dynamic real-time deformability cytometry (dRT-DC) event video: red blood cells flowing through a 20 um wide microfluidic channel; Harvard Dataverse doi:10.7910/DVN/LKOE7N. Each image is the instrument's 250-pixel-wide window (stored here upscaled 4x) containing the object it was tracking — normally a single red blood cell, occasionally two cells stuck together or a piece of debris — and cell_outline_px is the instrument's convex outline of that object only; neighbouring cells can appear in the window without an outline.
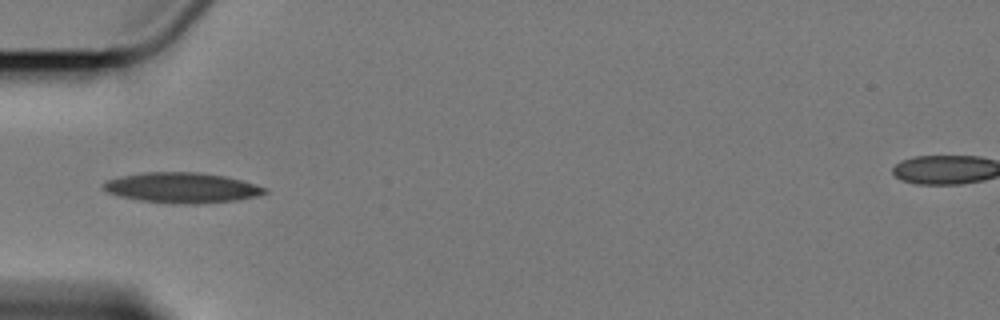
{"species": "Egyptian fruit bat (a non-hibernating species)", "species_latin": "Rousettus aegyptiacus", "temperature_condition": "cold", "stored_images_in_passage": 12, "camera_frame_rate_fps": 3000, "um_per_image_px": 0.085, "animal": {"sex": "female"}, "frame": {"image": 1, "passage_image": 2, "time_ms": 1.0, "image_size_px": [1000, 320], "cell_outline_px": [[268, 192], [256, 196], [236, 200], [196, 204], [172, 204], [140, 200], [120, 196], [108, 192], [104, 188], [104, 184], [108, 180], [120, 176], [144, 172], [200, 172], [224, 176], [244, 180], [268, 188]], "centroid_in_image_um": [15.51, 15.95], "position_along_channel_um": 69.5, "area_um2": 28.55}}
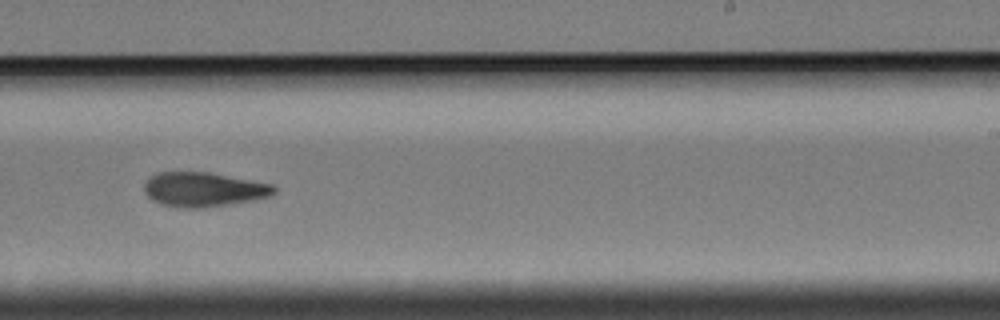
{"frame": {"image": 2, "passage_image": 7, "time_ms": 7.0, "image_size_px": [1000, 320], "cell_outline_px": [[276, 192], [268, 196], [252, 200], [204, 208], [176, 208], [160, 204], [152, 200], [144, 192], [144, 184], [156, 172], [208, 172], [272, 184], [276, 188]], "centroid_in_image_um": [17.27, 16.11], "position_along_channel_um": 271.7, "area_um2": 26.01}}
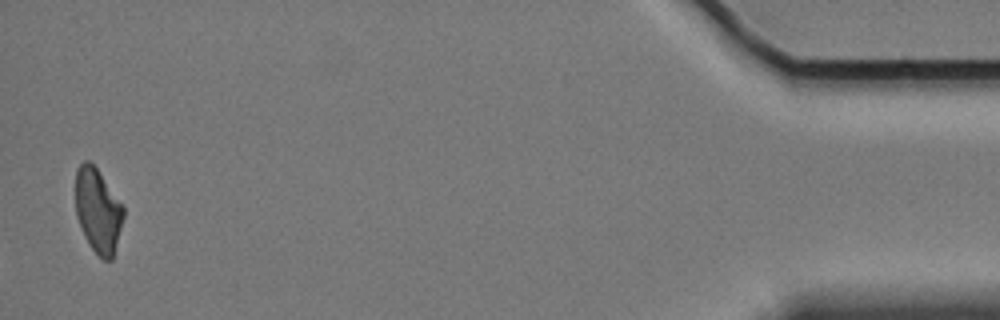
{"frame": {"image": 3, "passage_image": 12, "time_ms": 14.0, "image_size_px": [1000, 320], "cell_outline_px": [[124, 216], [112, 260], [104, 260], [92, 248], [84, 236], [76, 216], [76, 168], [84, 160], [88, 160], [96, 168], [124, 208]], "centroid_in_image_um": [8.31, 17.9], "position_along_channel_um": 426.9, "area_um2": 23.12}, "authors_computed_cell_mechanics": {"area_um2": 26.1256, "velocity_mm_per_s": 3.3745, "shape_relaxation_time_tau1_ms": 6.5072, "shape_relaxation_time_tau2_ms": 3.2875, "deformation_change_tau1": 0.1175, "deformation_change_tau2": 0.0844}}